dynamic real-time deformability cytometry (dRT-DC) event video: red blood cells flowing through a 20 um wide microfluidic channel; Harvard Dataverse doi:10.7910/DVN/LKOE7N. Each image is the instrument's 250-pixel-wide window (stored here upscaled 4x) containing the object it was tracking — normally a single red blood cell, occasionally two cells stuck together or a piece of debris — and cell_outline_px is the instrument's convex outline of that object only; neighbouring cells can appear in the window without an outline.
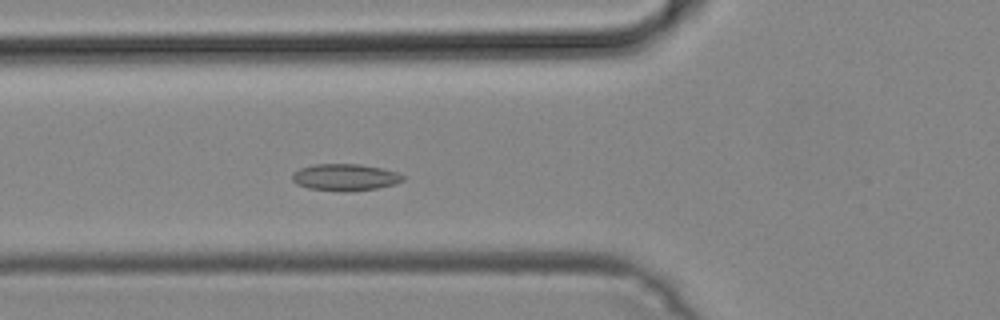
{"species": "common noctule bat (a hibernating species)", "species_latin": "Nyctalus noctula", "temperature_condition": "cold", "stored_images_in_passage": 36, "segment_of_instrument_passage": [1, 2], "camera_frame_rate_fps": 3000, "um_per_image_px": 0.085, "animal": {"sex": "male", "body_mass_g": 19.2, "forearm_length_mm": 51.8}, "frame": {"image": 1, "passage_image": 3, "time_ms": 0.667, "image_size_px": [1000, 320], "cell_outline_px": [[404, 180], [396, 184], [376, 188], [308, 188], [296, 184], [292, 180], [292, 172], [300, 168], [312, 164], [360, 164], [384, 168], [396, 172], [404, 176]], "centroid_in_image_um": [29.33, 15.0], "position_along_channel_um": 96.5, "area_um2": 16.47}}
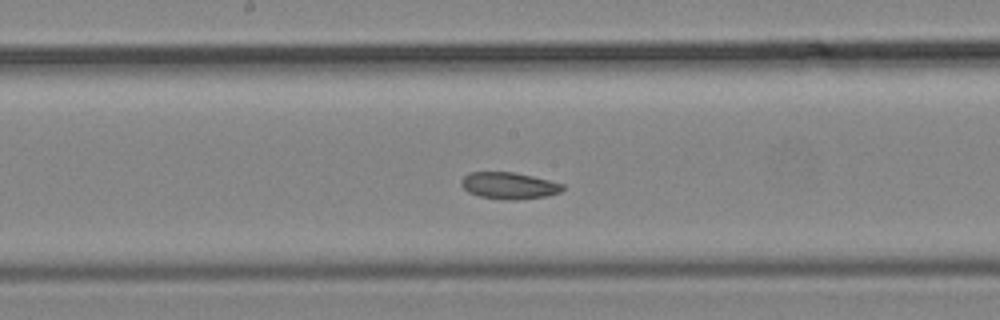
{"frame": {"image": 2, "passage_image": 11, "time_ms": 3.333, "image_size_px": [1000, 320], "cell_outline_px": [[564, 188], [560, 192], [548, 196], [516, 200], [504, 200], [480, 196], [468, 192], [460, 184], [460, 180], [468, 172], [512, 172], [532, 176], [564, 184]], "centroid_in_image_um": [43.25, 15.78], "position_along_channel_um": 205.0, "area_um2": 15.84}}
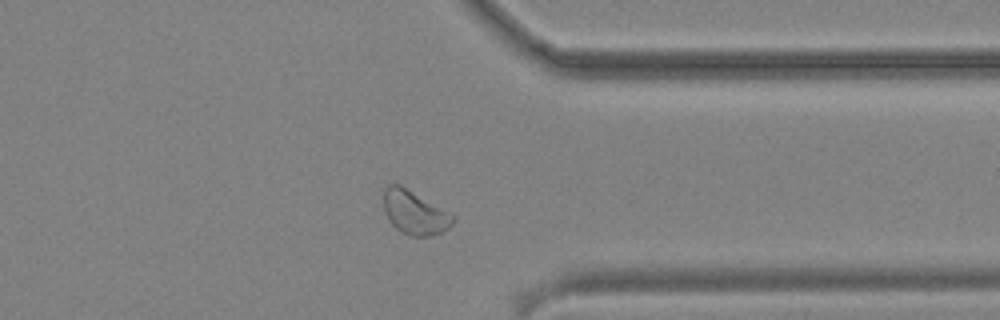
{"frame": {"image": 3, "passage_image": 24, "time_ms": 7.667, "image_size_px": [1000, 320], "cell_outline_px": [[456, 220], [444, 232], [428, 236], [408, 236], [400, 232], [388, 220], [384, 208], [384, 188], [388, 184], [400, 184], [456, 216]], "centroid_in_image_um": [35.25, 18.08], "position_along_channel_um": 376.2, "area_um2": 17.8}}